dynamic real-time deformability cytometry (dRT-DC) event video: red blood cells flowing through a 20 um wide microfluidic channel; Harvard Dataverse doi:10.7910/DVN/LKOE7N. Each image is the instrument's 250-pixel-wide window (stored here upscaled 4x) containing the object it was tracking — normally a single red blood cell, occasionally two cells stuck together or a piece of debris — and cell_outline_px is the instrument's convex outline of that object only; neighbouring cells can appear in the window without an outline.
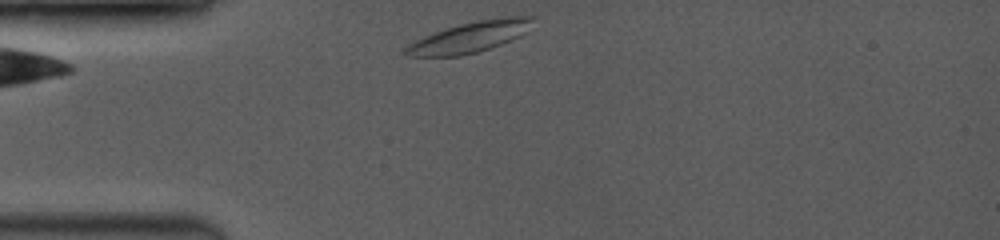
{"species": "common noctule bat (a hibernating species)", "species_latin": "Nyctalus noctula", "temperature_condition": "room temperature", "stored_images_in_passage": 8, "camera_frame_rate_fps": 3500, "um_per_image_px": 0.085, "animal": {"sex": "female", "body_mass_g": 19.0, "forearm_length_mm": 53.3}, "frame": {"image": 1, "passage_image": 1, "time_ms": 0.0, "image_size_px": [1000, 240], "cell_outline_px": [[536, 16], [524, 32], [500, 44], [476, 52], [456, 56], [408, 56], [404, 52], [404, 48], [408, 44], [424, 36], [460, 24], [476, 20], [500, 16]], "centroid_in_image_um": [39.9, 3.13], "position_along_channel_um": 45.1, "area_um2": 22.2}}
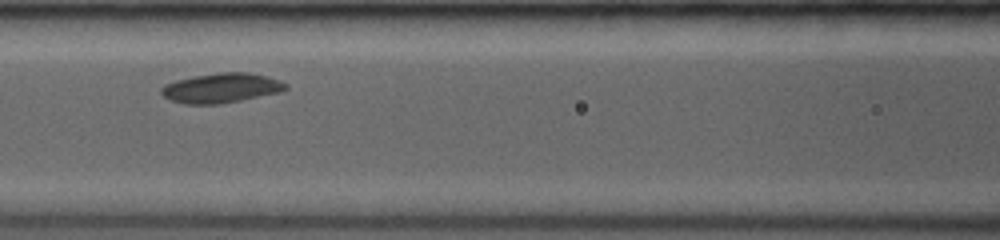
{"frame": {"image": 2, "passage_image": 6, "time_ms": 3.143, "image_size_px": [1000, 240], "cell_outline_px": [[288, 88], [280, 92], [220, 104], [184, 104], [172, 100], [164, 96], [160, 92], [160, 88], [164, 84], [176, 80], [192, 76], [216, 72], [248, 72], [280, 80], [288, 84]], "centroid_in_image_um": [18.79, 7.47], "position_along_channel_um": 147.8, "area_um2": 21.56}}
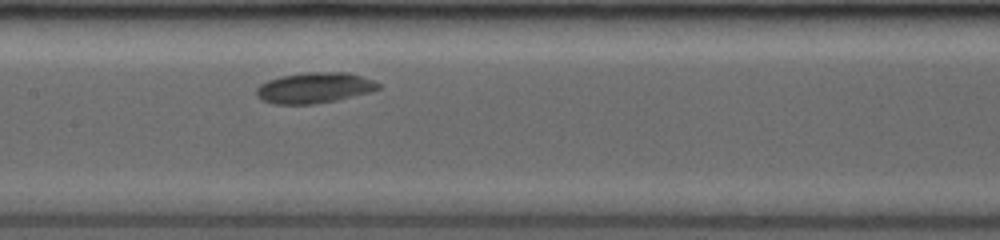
{"frame": {"image": 3, "passage_image": 8, "time_ms": 4.0, "image_size_px": [1000, 240], "cell_outline_px": [[380, 88], [372, 92], [336, 100], [316, 104], [276, 104], [264, 100], [256, 96], [256, 88], [260, 84], [268, 80], [280, 76], [304, 72], [348, 72], [372, 80], [380, 84]], "centroid_in_image_um": [26.72, 7.46], "position_along_channel_um": 180.7, "area_um2": 21.85}}